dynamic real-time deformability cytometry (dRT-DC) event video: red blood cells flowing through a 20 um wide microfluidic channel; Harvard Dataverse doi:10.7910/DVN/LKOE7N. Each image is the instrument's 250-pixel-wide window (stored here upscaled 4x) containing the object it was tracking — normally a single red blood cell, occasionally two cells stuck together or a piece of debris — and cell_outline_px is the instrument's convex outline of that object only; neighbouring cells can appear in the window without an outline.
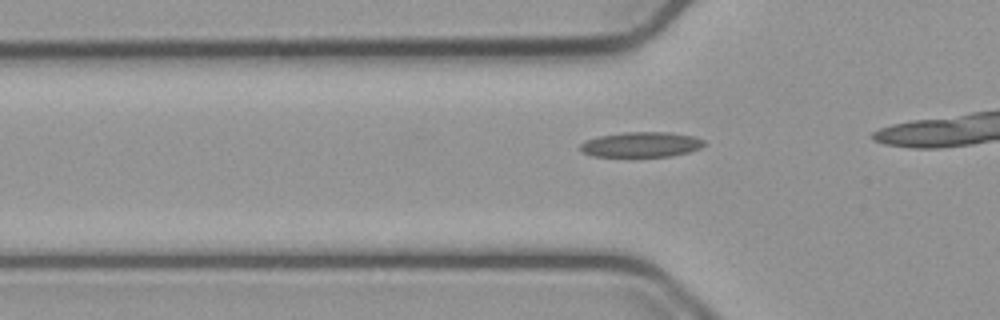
{"species": "common noctule bat (a hibernating species)", "species_latin": "Nyctalus noctula", "temperature_condition": "cold", "stored_images_in_passage": 18, "camera_frame_rate_fps": 3000, "um_per_image_px": 0.085, "animal": {"sex": "male", "body_mass_g": 23.1, "forearm_length_mm": 52.7}, "frame": {"image": 1, "passage_image": 13, "time_ms": 4.0, "image_size_px": [1000, 320], "cell_outline_px": [[704, 144], [700, 148], [688, 152], [668, 156], [592, 156], [584, 152], [580, 148], [580, 144], [584, 140], [596, 136], [624, 132], [668, 132], [692, 136], [704, 140]], "centroid_in_image_um": [54.46, 12.27], "position_along_channel_um": 71.3, "area_um2": 18.03}}